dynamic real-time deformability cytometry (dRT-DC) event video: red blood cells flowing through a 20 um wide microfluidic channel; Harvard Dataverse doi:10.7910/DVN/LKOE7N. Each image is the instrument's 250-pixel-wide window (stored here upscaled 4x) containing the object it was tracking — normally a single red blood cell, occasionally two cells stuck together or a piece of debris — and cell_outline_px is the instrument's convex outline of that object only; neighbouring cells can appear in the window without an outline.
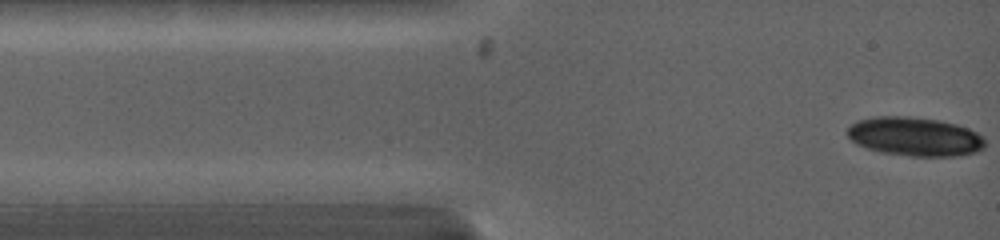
{"species": "common noctule bat (a hibernating species)", "species_latin": "Nyctalus noctula", "temperature_condition": "warm", "stored_images_in_passage": 2, "camera_frame_rate_fps": 5000, "um_per_image_px": 0.085, "animal": {"sex": "female", "body_mass_g": 19.0, "forearm_length_mm": 53.3}, "frame": {"image": 1, "passage_image": 2, "time_ms": 0.6, "image_size_px": [1000, 240], "cell_outline_px": [[984, 148], [976, 152], [960, 156], [912, 156], [880, 152], [856, 144], [848, 136], [848, 128], [852, 124], [860, 120], [876, 116], [908, 116], [936, 120], [956, 124], [968, 128], [984, 136]], "centroid_in_image_um": [77.79, 11.61], "position_along_channel_um": 7.2, "area_um2": 31.1}}